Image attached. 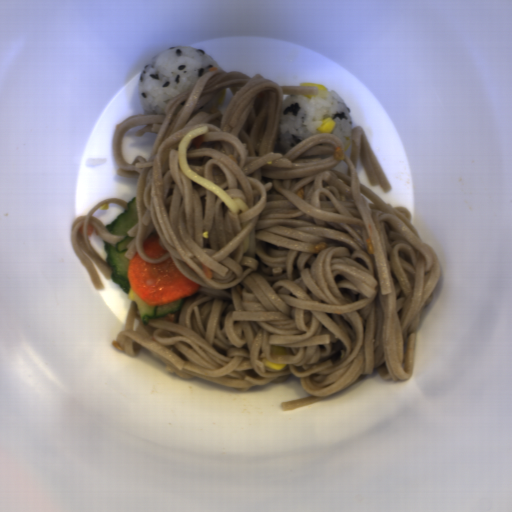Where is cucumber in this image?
<instances>
[{
	"instance_id": "cucumber-1",
	"label": "cucumber",
	"mask_w": 512,
	"mask_h": 512,
	"mask_svg": "<svg viewBox=\"0 0 512 512\" xmlns=\"http://www.w3.org/2000/svg\"><path fill=\"white\" fill-rule=\"evenodd\" d=\"M137 224V202L136 196L127 201V209L123 208V212L115 218L111 223L105 224L110 235H123L116 246H112L109 242L103 240L104 251L107 254L106 263L112 269L111 282L118 285L119 288L130 295V280L127 275V267L130 259L124 256L126 245L135 238L127 234L129 228Z\"/></svg>"
},
{
	"instance_id": "cucumber-2",
	"label": "cucumber",
	"mask_w": 512,
	"mask_h": 512,
	"mask_svg": "<svg viewBox=\"0 0 512 512\" xmlns=\"http://www.w3.org/2000/svg\"><path fill=\"white\" fill-rule=\"evenodd\" d=\"M134 301L137 302L138 311L140 315L141 324L147 325L150 320L158 319L162 317H166V315L171 313H180L183 305L185 304V300L178 299L161 306H153L146 303V301L141 298L136 292L134 295Z\"/></svg>"
}]
</instances>
